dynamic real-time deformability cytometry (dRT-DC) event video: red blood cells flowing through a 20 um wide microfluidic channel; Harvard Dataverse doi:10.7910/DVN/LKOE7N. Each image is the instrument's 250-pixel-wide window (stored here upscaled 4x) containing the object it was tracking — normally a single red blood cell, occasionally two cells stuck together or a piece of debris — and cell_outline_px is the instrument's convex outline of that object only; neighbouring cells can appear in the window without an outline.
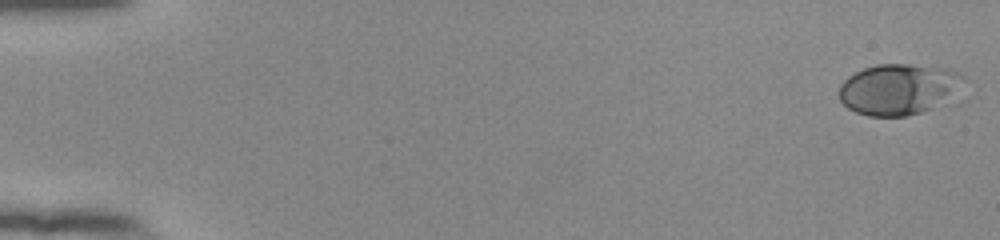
{"species": "human", "species_latin": "Homo sapiens", "temperature_condition": "room temperature", "stored_images_in_passage": 54, "camera_frame_rate_fps": 3000, "um_per_image_px": 0.085, "donor": {"sex": "female"}, "frame": {"image": 1, "passage_image": 1, "time_ms": 0.0, "image_size_px": [1000, 240], "cell_outline_px": [[968, 100], [956, 104], [908, 116], [868, 116], [856, 112], [848, 108], [840, 100], [840, 84], [848, 76], [864, 68], [876, 64], [908, 64], [948, 68], [960, 72], [968, 76]], "centroid_in_image_um": [76.74, 7.62], "position_along_channel_um": 8.3, "area_um2": 39.88}}
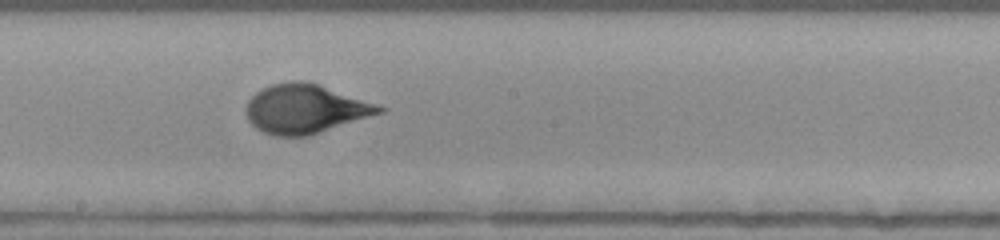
{"frame": {"image": 2, "passage_image": 31, "time_ms": 10.0, "image_size_px": [1000, 240], "cell_outline_px": [[388, 108], [384, 112], [308, 136], [276, 136], [264, 132], [256, 128], [248, 120], [244, 112], [244, 108], [248, 100], [256, 92], [272, 84], [288, 80], [304, 80]], "centroid_in_image_um": [25.9, 9.26], "position_along_channel_um": 222.3, "area_um2": 37.86}}
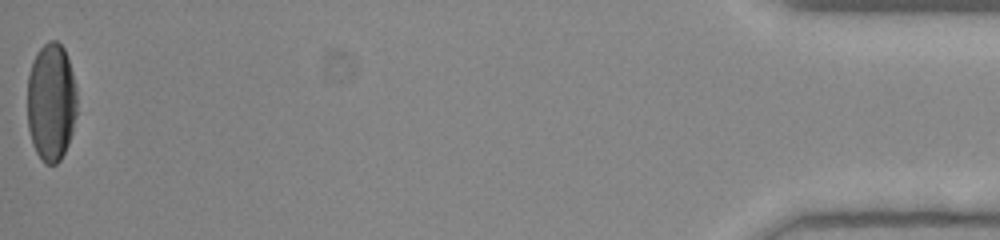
{"frame": {"image": 3, "passage_image": 54, "time_ms": 17.667, "image_size_px": [1000, 240], "cell_outline_px": [[76, 116], [72, 132], [68, 144], [60, 160], [56, 164], [44, 164], [36, 152], [32, 144], [28, 128], [28, 76], [32, 60], [36, 52], [48, 40], [56, 40], [64, 48], [68, 56], [76, 88]], "centroid_in_image_um": [4.35, 8.67], "position_along_channel_um": 430.9, "area_um2": 34.51}, "authors_computed_cell_mechanics": {"area_um2": 36.5007, "velocity_mm_per_s": 3.8838, "shape_relaxation_time_tau1_ms": 4.4864, "shape_relaxation_time_tau2_ms": null, "deformation_change_tau1": 0.1991, "deformation_change_tau2": null}}